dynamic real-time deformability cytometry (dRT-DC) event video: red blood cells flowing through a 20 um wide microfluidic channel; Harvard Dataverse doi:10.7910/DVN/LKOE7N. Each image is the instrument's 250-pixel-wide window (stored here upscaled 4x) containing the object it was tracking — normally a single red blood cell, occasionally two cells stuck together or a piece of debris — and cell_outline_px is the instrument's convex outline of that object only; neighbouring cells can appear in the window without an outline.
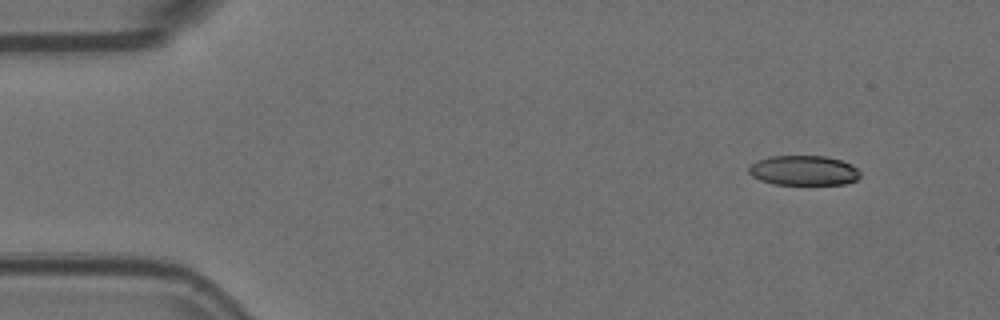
{"species": "Egyptian fruit bat (a non-hibernating species)", "species_latin": "Rousettus aegyptiacus", "temperature_condition": "room temperature", "stored_images_in_passage": 4, "camera_frame_rate_fps": 3000, "um_per_image_px": 0.085, "animal": {"sex": "female"}, "frame": {"image": 1, "passage_image": 1, "time_ms": 0.0, "image_size_px": [1000, 320], "cell_outline_px": [[860, 176], [856, 180], [844, 184], [776, 184], [760, 180], [752, 176], [748, 172], [748, 168], [756, 160], [768, 156], [824, 156], [840, 160], [852, 164], [860, 172]], "centroid_in_image_um": [68.3, 14.48], "position_along_channel_um": 16.7, "area_um2": 19.36}}